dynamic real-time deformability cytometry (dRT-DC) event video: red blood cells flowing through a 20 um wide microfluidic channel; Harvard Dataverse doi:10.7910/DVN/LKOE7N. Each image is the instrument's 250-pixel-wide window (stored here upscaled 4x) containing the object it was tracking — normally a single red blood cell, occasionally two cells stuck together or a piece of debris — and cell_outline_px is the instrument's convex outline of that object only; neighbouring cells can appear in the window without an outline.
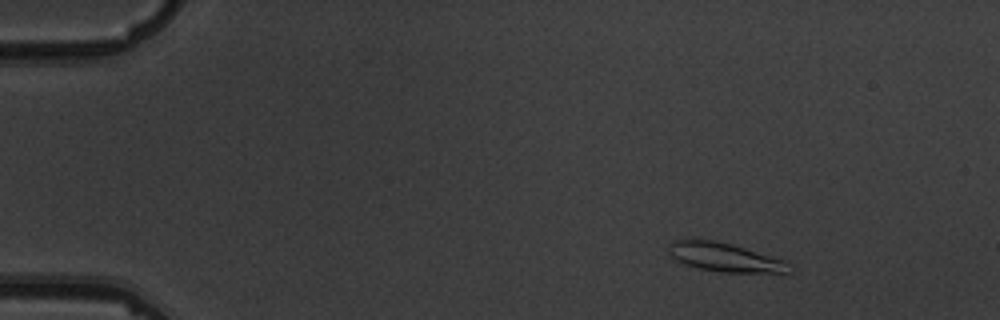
{"species": "common noctule bat (a hibernating species)", "species_latin": "Nyctalus noctula", "temperature_condition": "warm", "stored_images_in_passage": 5, "camera_frame_rate_fps": 3000, "um_per_image_px": 0.085, "animal": {"sex": "male", "body_mass_g": 19.5, "forearm_length_mm": 54.6}, "frame": {"image": 1, "passage_image": 3, "time_ms": 2.0, "image_size_px": [1000, 320], "cell_outline_px": [[796, 268], [792, 272], [724, 272], [700, 268], [684, 264], [672, 256], [668, 252], [668, 244], [672, 240], [716, 240], [732, 244], [784, 260]], "centroid_in_image_um": [61.64, 21.86], "position_along_channel_um": 23.4, "area_um2": 20.06}}
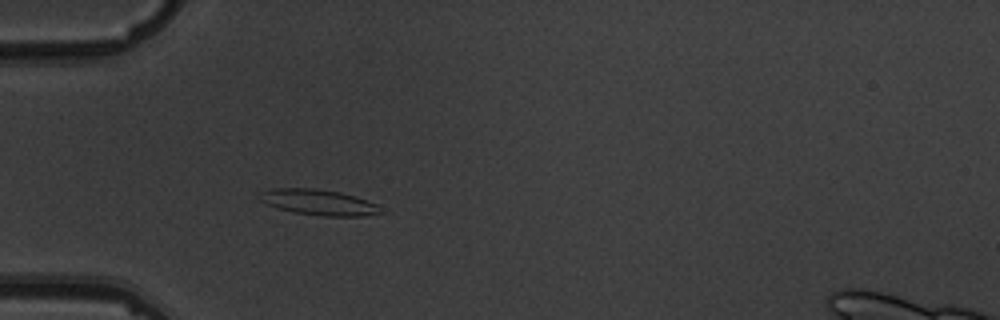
{"frame": {"image": 2, "passage_image": 5, "time_ms": 5.333, "image_size_px": [1000, 320], "cell_outline_px": [[384, 212], [360, 216], [324, 216], [296, 212], [276, 208], [260, 200], [260, 192], [272, 188], [312, 188], [340, 192], [356, 196], [368, 200], [376, 204]], "centroid_in_image_um": [27.09, 17.18], "position_along_channel_um": 57.9, "area_um2": 17.98}}